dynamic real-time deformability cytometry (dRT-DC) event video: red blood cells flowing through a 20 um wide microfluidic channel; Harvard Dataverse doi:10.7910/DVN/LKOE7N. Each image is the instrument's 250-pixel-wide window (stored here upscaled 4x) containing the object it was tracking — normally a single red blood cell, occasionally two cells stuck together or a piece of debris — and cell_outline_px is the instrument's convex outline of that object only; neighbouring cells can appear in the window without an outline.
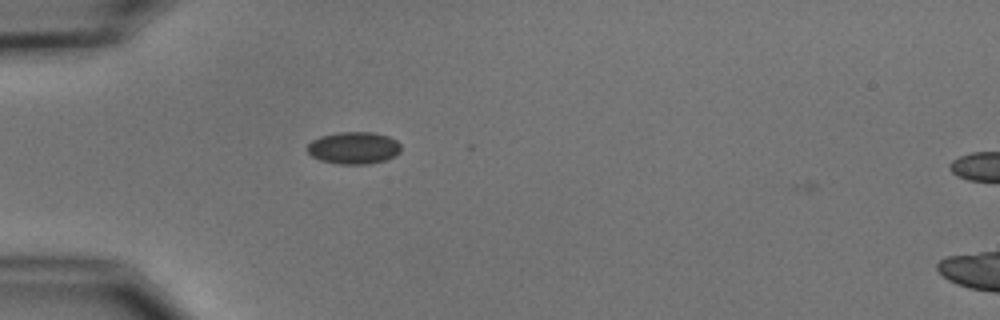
{"species": "common noctule bat (a hibernating species)", "species_latin": "Nyctalus noctula", "temperature_condition": "cold", "stored_images_in_passage": 3, "camera_frame_rate_fps": 3000, "um_per_image_px": 0.085, "animal": {"sex": "male", "body_mass_g": 15.6}, "frame": {"image": 1, "passage_image": 2, "time_ms": 1.0, "image_size_px": [1000, 320], "cell_outline_px": [[400, 152], [384, 160], [372, 164], [340, 164], [320, 160], [312, 156], [304, 148], [312, 140], [320, 136], [340, 132], [372, 132], [388, 136], [396, 140], [400, 144]], "centroid_in_image_um": [30.04, 12.57], "position_along_channel_um": 55.0, "area_um2": 17.57}}